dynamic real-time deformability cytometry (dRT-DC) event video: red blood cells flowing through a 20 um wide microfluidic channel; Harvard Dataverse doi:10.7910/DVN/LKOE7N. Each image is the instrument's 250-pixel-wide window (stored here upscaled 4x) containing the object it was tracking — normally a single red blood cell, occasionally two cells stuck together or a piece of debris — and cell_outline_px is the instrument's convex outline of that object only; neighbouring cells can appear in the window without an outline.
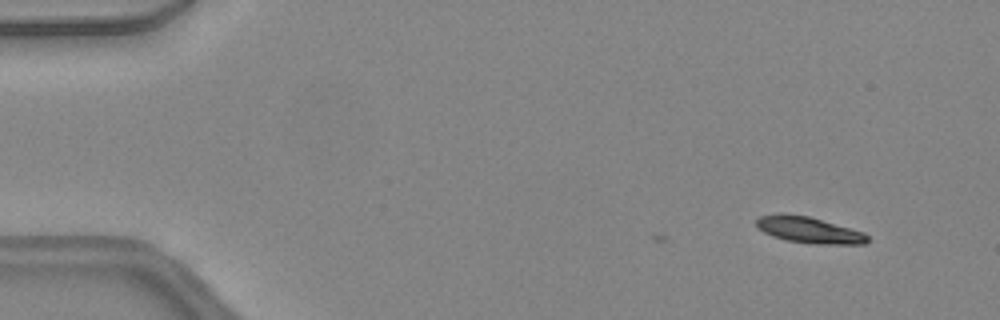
{"species": "common noctule bat (a hibernating species)", "species_latin": "Nyctalus noctula", "temperature_condition": "warm", "stored_images_in_passage": 3, "camera_frame_rate_fps": 3000, "um_per_image_px": 0.085, "animal": {"sex": "female", "body_mass_g": 24.6, "forearm_length_mm": 56.2}, "frame": {"image": 1, "passage_image": 3, "time_ms": 0.667, "image_size_px": [1000, 320], "cell_outline_px": [[868, 240], [864, 244], [816, 244], [788, 240], [772, 236], [756, 228], [756, 220], [760, 216], [780, 212], [808, 216], [864, 232], [868, 236]], "centroid_in_image_um": [68.72, 19.53], "position_along_channel_um": 16.3, "area_um2": 16.99}}